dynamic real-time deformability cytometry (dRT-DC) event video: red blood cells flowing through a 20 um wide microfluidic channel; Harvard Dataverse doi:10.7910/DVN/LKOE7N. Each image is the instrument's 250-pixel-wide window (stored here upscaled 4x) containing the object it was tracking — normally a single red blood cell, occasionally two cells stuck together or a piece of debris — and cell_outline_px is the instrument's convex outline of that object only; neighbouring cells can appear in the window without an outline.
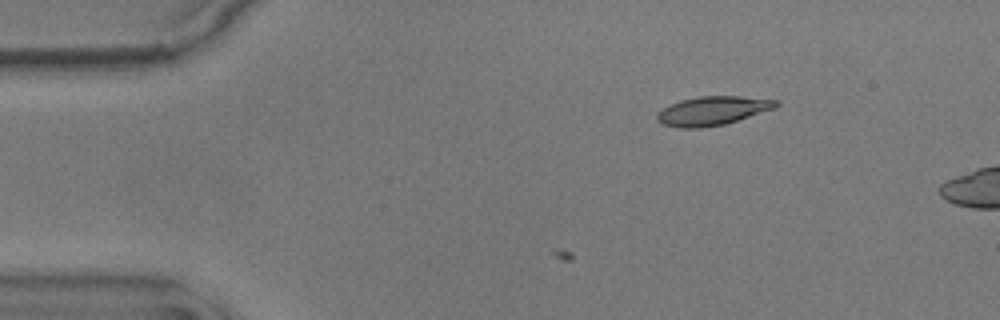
{"species": "common noctule bat (a hibernating species)", "species_latin": "Nyctalus noctula", "temperature_condition": "warm", "stored_images_in_passage": 2, "camera_frame_rate_fps": 3000, "um_per_image_px": 0.085, "animal": {"sex": "male", "body_mass_g": 17.9}, "frame": {"image": 1, "passage_image": 2, "time_ms": 0.333, "image_size_px": [1000, 320], "cell_outline_px": [[780, 104], [776, 108], [724, 124], [700, 128], [680, 128], [660, 124], [656, 120], [656, 112], [680, 100], [700, 96], [740, 96], [780, 100]], "centroid_in_image_um": [60.56, 9.41], "position_along_channel_um": 24.4, "area_um2": 20.11}}